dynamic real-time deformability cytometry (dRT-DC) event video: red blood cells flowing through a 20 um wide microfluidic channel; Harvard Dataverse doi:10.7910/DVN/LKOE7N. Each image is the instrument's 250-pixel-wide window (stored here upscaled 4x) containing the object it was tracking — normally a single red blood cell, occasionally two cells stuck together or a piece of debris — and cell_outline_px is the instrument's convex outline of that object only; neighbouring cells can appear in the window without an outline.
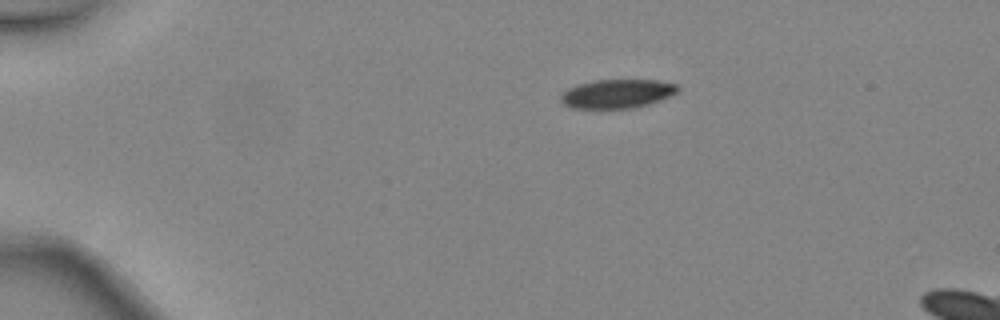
{"species": "common noctule bat (a hibernating species)", "species_latin": "Nyctalus noctula", "temperature_condition": "warm", "stored_images_in_passage": 4, "camera_frame_rate_fps": 3000, "um_per_image_px": 0.085, "animal": {"sex": "female", "body_mass_g": 24.6, "forearm_length_mm": 56.2}, "frame": {"image": 1, "passage_image": 1, "time_ms": 0.0, "image_size_px": [1000, 320], "cell_outline_px": [[680, 88], [676, 92], [660, 100], [636, 108], [572, 108], [564, 104], [560, 100], [560, 96], [568, 88], [576, 84], [596, 80], [656, 80], [676, 84]], "centroid_in_image_um": [52.43, 7.96], "position_along_channel_um": 32.6, "area_um2": 19.59}}
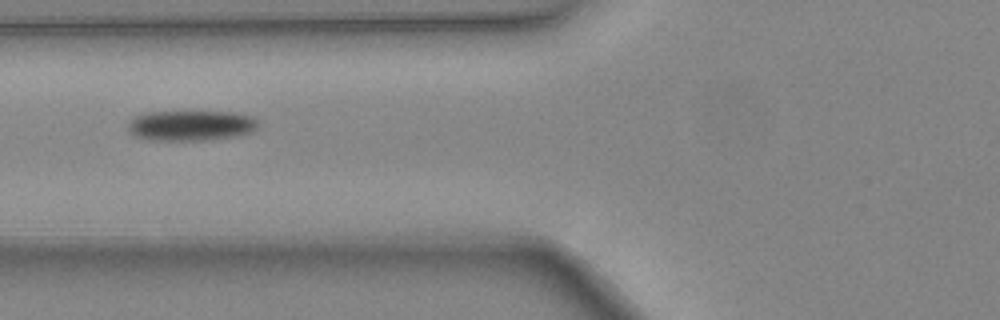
{"frame": {"image": 2, "passage_image": 4, "time_ms": 1.0, "image_size_px": [1000, 320], "cell_outline_px": [[256, 128], [252, 132], [236, 136], [204, 140], [148, 140], [136, 136], [128, 132], [128, 124], [136, 116], [148, 112], [240, 112], [252, 116], [256, 120]], "centroid_in_image_um": [16.23, 10.67], "position_along_channel_um": 109.6, "area_um2": 22.95}}